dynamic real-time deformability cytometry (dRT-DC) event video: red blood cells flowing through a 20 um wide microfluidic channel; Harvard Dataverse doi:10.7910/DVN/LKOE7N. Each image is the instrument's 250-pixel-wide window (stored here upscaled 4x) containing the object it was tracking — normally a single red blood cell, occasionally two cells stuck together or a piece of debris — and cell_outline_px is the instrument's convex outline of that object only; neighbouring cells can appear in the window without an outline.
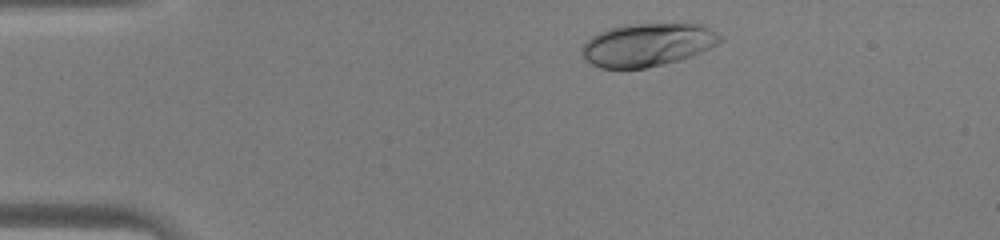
{"species": "human", "species_latin": "Homo sapiens", "temperature_condition": "warm", "stored_images_in_passage": 33, "camera_frame_rate_fps": 3000, "um_per_image_px": 0.085, "donor": {"sex": "male"}, "frame": {"image": 1, "passage_image": 3, "time_ms": 0.667, "image_size_px": [1000, 240], "cell_outline_px": [[724, 40], [692, 56], [680, 60], [664, 64], [644, 68], [600, 68], [592, 64], [580, 52], [580, 48], [592, 36], [608, 28], [624, 24], [684, 20], [696, 20], [704, 24], [724, 36]], "centroid_in_image_um": [55.15, 3.73], "position_along_channel_um": 29.9, "area_um2": 36.07}}
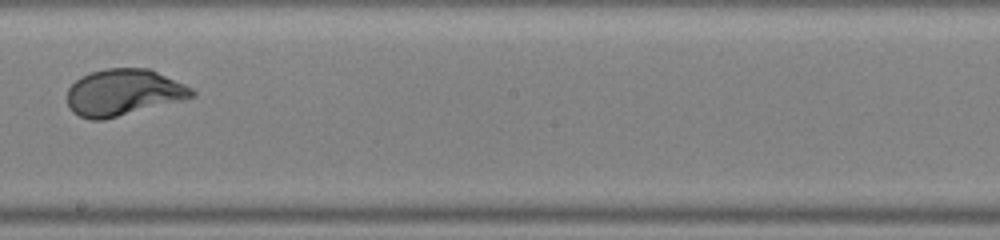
{"frame": {"image": 2, "passage_image": 21, "time_ms": 6.667, "image_size_px": [1000, 240], "cell_outline_px": [[196, 96], [184, 100], [104, 120], [92, 120], [80, 116], [72, 112], [68, 104], [68, 88], [80, 76], [104, 68], [148, 68], [184, 84], [192, 88], [196, 92]], "centroid_in_image_um": [10.5, 7.86], "position_along_channel_um": 237.7, "area_um2": 33.87}}
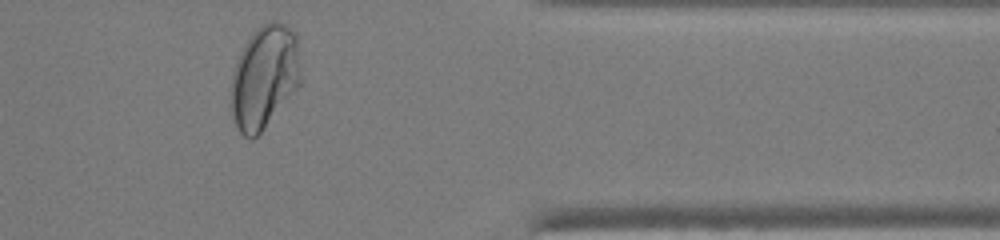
{"frame": {"image": 3, "passage_image": 32, "time_ms": 10.333, "image_size_px": [1000, 240], "cell_outline_px": [[300, 84], [260, 132], [252, 140], [248, 140], [240, 132], [232, 116], [228, 104], [228, 92], [232, 72], [240, 52], [252, 32], [260, 24], [268, 20], [276, 20], [292, 28], [296, 32], [300, 76]], "centroid_in_image_um": [22.41, 6.52], "position_along_channel_um": 389.0, "area_um2": 42.48}}